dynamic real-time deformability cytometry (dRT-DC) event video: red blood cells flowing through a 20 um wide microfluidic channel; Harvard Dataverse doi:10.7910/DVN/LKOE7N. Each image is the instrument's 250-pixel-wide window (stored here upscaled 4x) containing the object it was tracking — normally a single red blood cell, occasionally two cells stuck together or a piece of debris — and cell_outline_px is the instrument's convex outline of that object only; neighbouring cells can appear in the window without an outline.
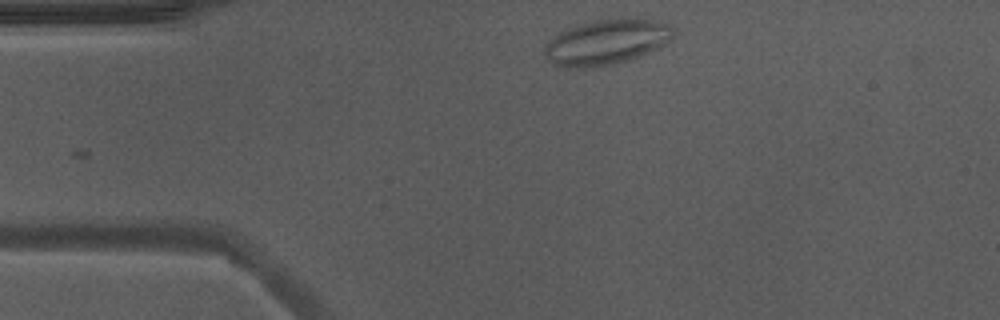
{"species": "Egyptian fruit bat (a non-hibernating species)", "species_latin": "Rousettus aegyptiacus", "temperature_condition": "warm", "stored_images_in_passage": 29, "segment_of_instrument_passage": [1, 2], "camera_frame_rate_fps": 3000, "um_per_image_px": 0.085, "animal": {"sex": "male"}, "frame": {"image": 1, "passage_image": 1, "time_ms": 0.0, "image_size_px": [1000, 320], "cell_outline_px": [[672, 36], [664, 44], [656, 48], [628, 60], [608, 64], [580, 68], [568, 68], [552, 64], [544, 52], [544, 48], [548, 40], [560, 32], [584, 20], [628, 16], [636, 16], [672, 24]], "centroid_in_image_um": [51.53, 3.51], "position_along_channel_um": 33.5, "area_um2": 34.33}}